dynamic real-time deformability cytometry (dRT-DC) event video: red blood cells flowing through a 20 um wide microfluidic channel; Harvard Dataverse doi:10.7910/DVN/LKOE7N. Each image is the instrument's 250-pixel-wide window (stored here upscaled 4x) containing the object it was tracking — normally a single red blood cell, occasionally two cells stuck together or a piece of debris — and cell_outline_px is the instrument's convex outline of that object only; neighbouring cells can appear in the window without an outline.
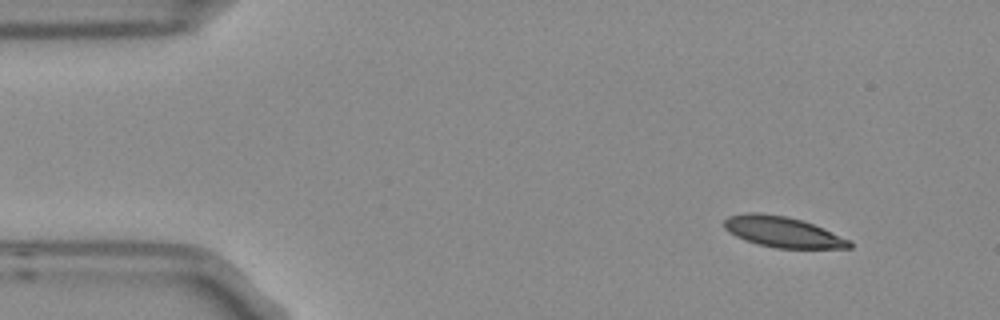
{"species": "Egyptian fruit bat (a non-hibernating species)", "species_latin": "Rousettus aegyptiacus", "temperature_condition": "room temperature", "stored_images_in_passage": 4, "camera_frame_rate_fps": 3000, "um_per_image_px": 0.085, "frame": {"image": 1, "passage_image": 1, "time_ms": 0.0, "image_size_px": [1000, 320], "cell_outline_px": [[852, 248], [776, 248], [760, 244], [736, 236], [728, 232], [724, 228], [724, 220], [728, 216], [744, 212], [760, 212], [784, 216], [800, 220], [812, 224], [852, 240]], "centroid_in_image_um": [66.52, 19.7], "position_along_channel_um": 18.5, "area_um2": 22.25}}
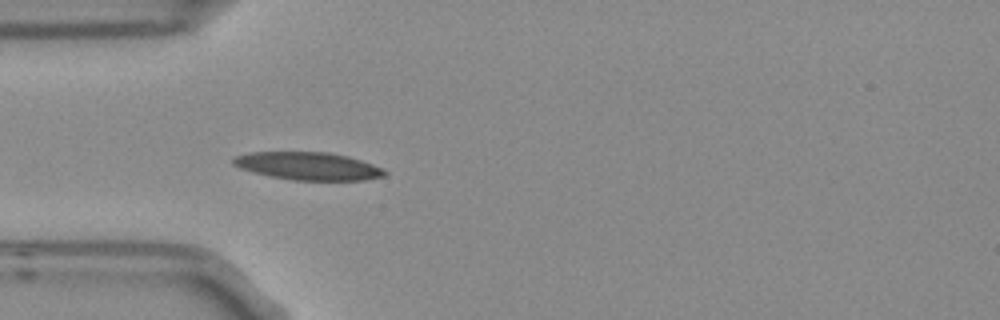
{"frame": {"image": 2, "passage_image": 4, "time_ms": 1.0, "image_size_px": [1000, 320], "cell_outline_px": [[388, 172], [384, 176], [364, 180], [292, 180], [268, 176], [252, 172], [240, 168], [232, 164], [232, 160], [236, 156], [252, 152], [328, 152], [348, 156], [384, 168]], "centroid_in_image_um": [26.2, 14.12], "position_along_channel_um": 58.8, "area_um2": 24.57}}